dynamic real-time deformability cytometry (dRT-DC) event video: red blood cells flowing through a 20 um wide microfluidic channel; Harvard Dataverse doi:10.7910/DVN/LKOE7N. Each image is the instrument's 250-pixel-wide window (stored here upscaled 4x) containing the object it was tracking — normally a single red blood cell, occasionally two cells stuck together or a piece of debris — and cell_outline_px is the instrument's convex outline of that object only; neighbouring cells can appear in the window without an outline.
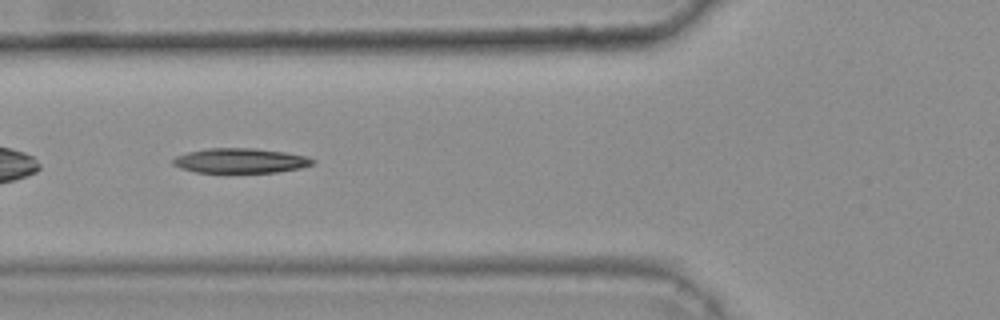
{"species": "common noctule bat (a hibernating species)", "species_latin": "Nyctalus noctula", "temperature_condition": "warm", "stored_images_in_passage": 29, "camera_frame_rate_fps": 3000, "um_per_image_px": 0.085, "animal": {"sex": "female", "body_mass_g": 25.1}, "frame": {"image": 1, "passage_image": 5, "time_ms": 1.333, "image_size_px": [1000, 320], "cell_outline_px": [[316, 160], [312, 164], [300, 168], [276, 172], [196, 172], [180, 168], [172, 164], [172, 160], [176, 156], [188, 152], [208, 148], [256, 148], [284, 152], [308, 156]], "centroid_in_image_um": [20.43, 13.65], "position_along_channel_um": 105.4, "area_um2": 20.11}, "authors_computed_cell_mechanics": {"area_um2": 20.1144, "velocity_mm_per_s": 3.7844, "shape_relaxation_time_tau1_ms": 10.5821, "shape_relaxation_time_tau2_ms": null, "deformation_change_tau1": 0.2431, "deformation_change_tau2": null}}